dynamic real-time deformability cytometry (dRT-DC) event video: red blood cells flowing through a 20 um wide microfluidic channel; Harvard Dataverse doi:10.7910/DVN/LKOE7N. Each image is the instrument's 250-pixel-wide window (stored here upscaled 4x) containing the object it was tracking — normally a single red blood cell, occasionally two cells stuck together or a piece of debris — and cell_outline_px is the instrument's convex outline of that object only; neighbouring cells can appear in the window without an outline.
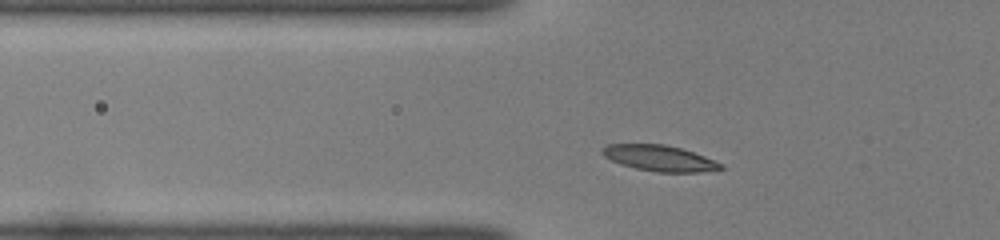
{"species": "common noctule bat (a hibernating species)", "species_latin": "Nyctalus noctula", "temperature_condition": "room temperature", "stored_images_in_passage": 38, "camera_frame_rate_fps": 3000, "um_per_image_px": 0.085, "animal": {"sex": "female", "body_mass_g": 22.0, "forearm_length_mm": 56.7}, "frame": {"image": 1, "passage_image": 5, "time_ms": 1.333, "image_size_px": [1000, 240], "cell_outline_px": [[724, 168], [700, 172], [656, 172], [636, 168], [620, 164], [604, 156], [600, 152], [600, 148], [608, 144], [664, 144], [680, 148], [716, 160], [724, 164]], "centroid_in_image_um": [56.05, 13.44], "position_along_channel_um": 69.8, "area_um2": 17.86}}
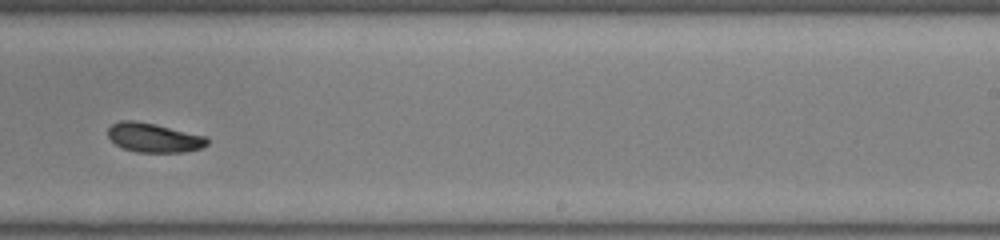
{"frame": {"image": 2, "passage_image": 21, "time_ms": 6.667, "image_size_px": [1000, 240], "cell_outline_px": [[208, 144], [200, 148], [184, 152], [136, 152], [124, 148], [116, 144], [108, 136], [108, 128], [112, 124], [120, 120], [136, 120], [156, 124], [208, 136]], "centroid_in_image_um": [13.09, 11.69], "position_along_channel_um": 275.9, "area_um2": 16.99}}
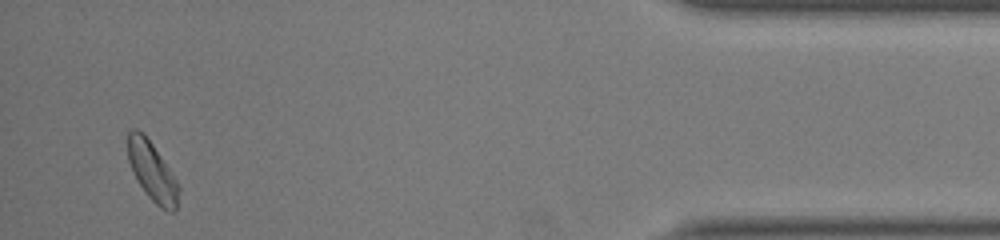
{"frame": {"image": 3, "passage_image": 36, "time_ms": 11.667, "image_size_px": [1000, 240], "cell_outline_px": [[180, 192], [176, 212], [168, 212], [160, 208], [148, 196], [140, 184], [128, 160], [128, 132], [132, 128], [136, 128], [144, 132], [176, 180], [180, 188]], "centroid_in_image_um": [12.96, 14.59], "position_along_channel_um": 422.2, "area_um2": 17.28}, "authors_computed_cell_mechanics": {"area_um2": 17.2244, "velocity_mm_per_s": 3.9672, "shape_relaxation_time_tau1_ms": 4.3106, "shape_relaxation_time_tau2_ms": 3.4356, "deformation_change_tau1": 0.1372, "deformation_change_tau2": 0.0408}}